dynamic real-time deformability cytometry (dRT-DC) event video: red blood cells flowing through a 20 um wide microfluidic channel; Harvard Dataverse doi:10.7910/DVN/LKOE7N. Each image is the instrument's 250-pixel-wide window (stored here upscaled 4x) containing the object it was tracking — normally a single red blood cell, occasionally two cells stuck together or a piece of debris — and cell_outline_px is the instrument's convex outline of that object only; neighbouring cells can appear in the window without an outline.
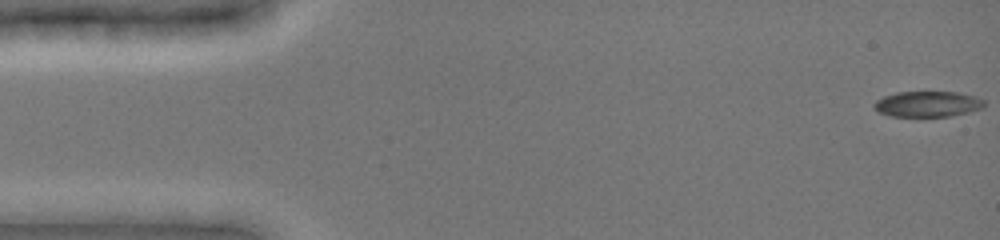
{"species": "common noctule bat (a hibernating species)", "species_latin": "Nyctalus noctula", "temperature_condition": "cold", "stored_images_in_passage": 48, "camera_frame_rate_fps": 3000, "um_per_image_px": 0.085, "animal": {"sex": "female", "body_mass_g": 19.0, "forearm_length_mm": 51.5}, "frame": {"image": 1, "passage_image": 1, "time_ms": 0.0, "image_size_px": [1000, 240], "cell_outline_px": [[984, 104], [980, 108], [968, 112], [952, 116], [888, 116], [872, 108], [872, 104], [876, 100], [884, 96], [896, 92], [956, 92], [976, 96], [984, 100]], "centroid_in_image_um": [78.8, 8.84], "position_along_channel_um": 6.2, "area_um2": 16.47}}
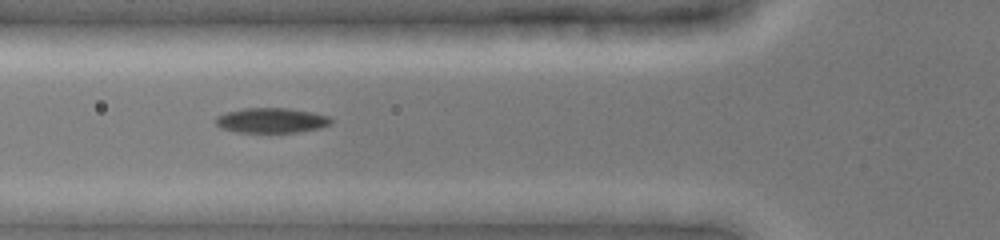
{"frame": {"image": 2, "passage_image": 34, "time_ms": 5.667, "image_size_px": [1000, 240], "cell_outline_px": [[332, 124], [320, 128], [300, 132], [236, 132], [220, 128], [216, 124], [216, 116], [224, 112], [244, 108], [288, 108], [312, 112], [328, 116], [332, 120]], "centroid_in_image_um": [23.06, 10.23], "position_along_channel_um": 102.7, "area_um2": 16.94}}
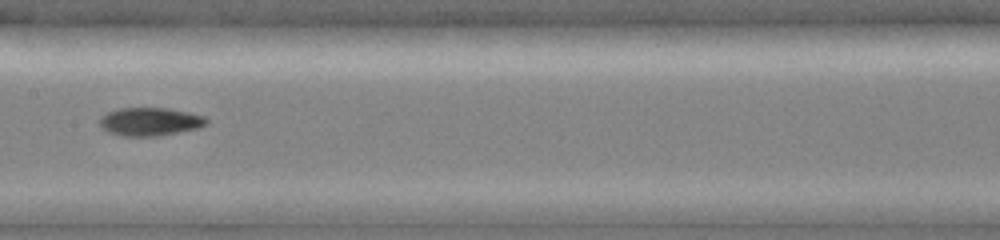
{"frame": {"image": 3, "passage_image": 47, "time_ms": 8.0, "image_size_px": [1000, 240], "cell_outline_px": [[208, 124], [200, 128], [180, 132], [156, 136], [124, 136], [108, 132], [100, 124], [100, 116], [108, 112], [120, 108], [168, 108], [188, 112], [204, 116], [208, 120]], "centroid_in_image_um": [12.79, 10.34], "position_along_channel_um": 194.6, "area_um2": 17.57}}